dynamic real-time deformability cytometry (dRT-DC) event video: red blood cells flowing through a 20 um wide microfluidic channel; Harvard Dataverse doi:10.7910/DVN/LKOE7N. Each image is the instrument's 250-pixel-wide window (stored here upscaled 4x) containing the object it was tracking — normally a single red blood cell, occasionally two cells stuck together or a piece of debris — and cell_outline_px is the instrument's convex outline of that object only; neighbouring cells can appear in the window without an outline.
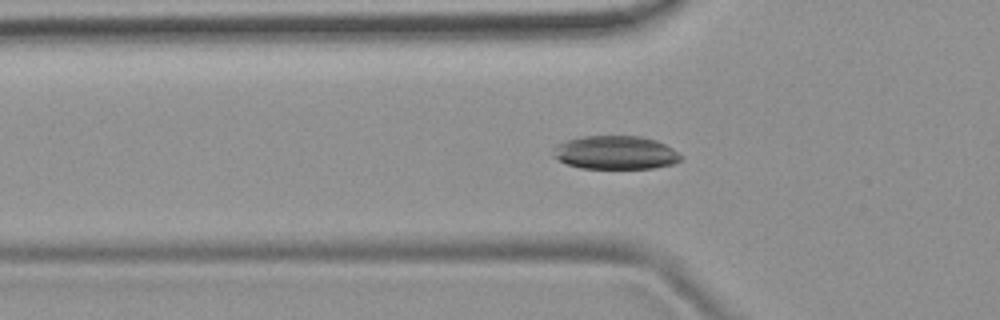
{"species": "common noctule bat (a hibernating species)", "species_latin": "Nyctalus noctula", "temperature_condition": "room temperature", "stored_images_in_passage": 44, "camera_frame_rate_fps": 3000, "um_per_image_px": 0.085, "animal": {"sex": "female", "body_mass_g": 19.9}, "frame": {"image": 1, "passage_image": 13, "time_ms": 4.0, "image_size_px": [1000, 320], "cell_outline_px": [[684, 156], [680, 160], [672, 164], [652, 168], [580, 168], [568, 164], [552, 156], [552, 148], [556, 144], [568, 140], [584, 136], [640, 136], [656, 140], [672, 148]], "centroid_in_image_um": [52.3, 12.96], "position_along_channel_um": 73.5, "area_um2": 24.91}}
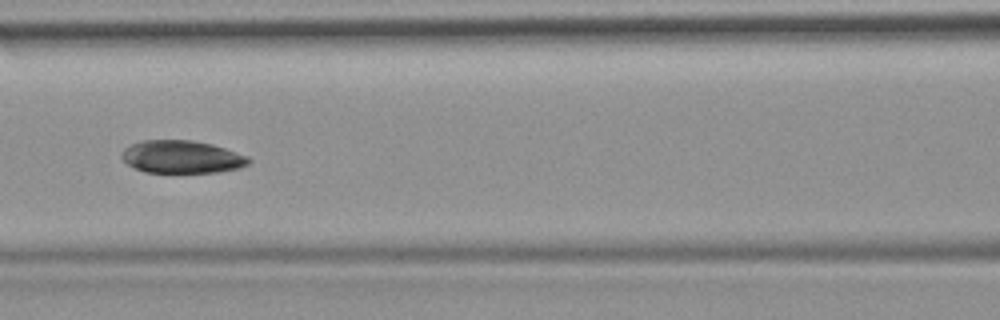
{"frame": {"image": 2, "passage_image": 19, "time_ms": 6.0, "image_size_px": [1000, 320], "cell_outline_px": [[252, 160], [248, 164], [240, 168], [216, 172], [144, 172], [128, 164], [120, 156], [124, 148], [132, 144], [144, 140], [192, 140], [212, 144], [248, 156]], "centroid_in_image_um": [15.46, 13.33], "position_along_channel_um": 151.1, "area_um2": 24.1}}
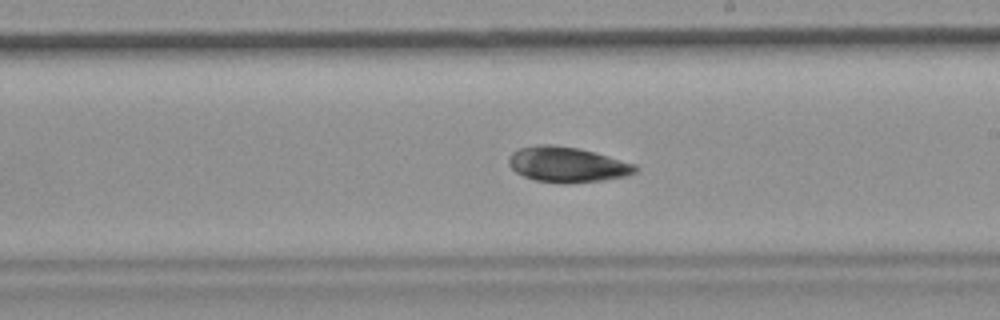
{"frame": {"image": 3, "passage_image": 26, "time_ms": 8.333, "image_size_px": [1000, 320], "cell_outline_px": [[636, 172], [624, 176], [604, 180], [568, 184], [536, 180], [524, 176], [516, 172], [508, 164], [508, 160], [512, 152], [520, 148], [540, 144], [552, 144], [580, 148], [636, 164]], "centroid_in_image_um": [48.2, 13.98], "position_along_channel_um": 240.8, "area_um2": 26.01}}